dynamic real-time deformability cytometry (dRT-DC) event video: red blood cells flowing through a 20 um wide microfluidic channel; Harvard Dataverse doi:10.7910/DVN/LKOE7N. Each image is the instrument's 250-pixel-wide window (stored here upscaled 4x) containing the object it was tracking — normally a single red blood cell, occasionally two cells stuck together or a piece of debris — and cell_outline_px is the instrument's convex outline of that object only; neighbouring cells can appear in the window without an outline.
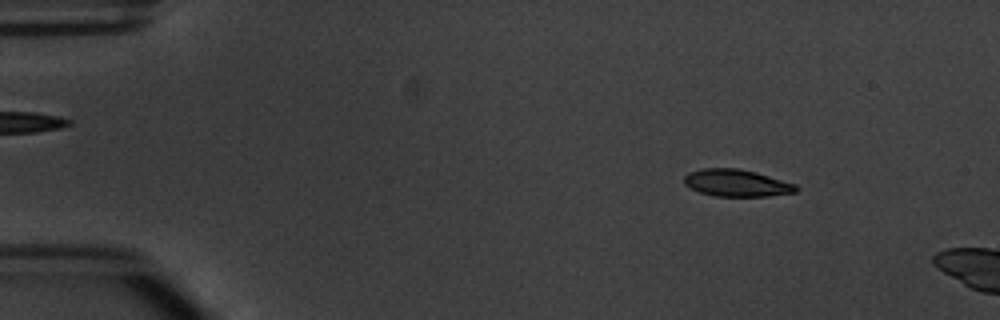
{"species": "common noctule bat (a hibernating species)", "species_latin": "Nyctalus noctula", "temperature_condition": "warm", "stored_images_in_passage": 3, "camera_frame_rate_fps": 3000, "um_per_image_px": 0.085, "animal": {"sex": "male", "body_mass_g": 20.1, "forearm_length_mm": 53.5}, "frame": {"image": 1, "passage_image": 2, "time_ms": 1.0, "image_size_px": [1000, 320], "cell_outline_px": [[800, 188], [796, 192], [768, 196], [716, 196], [700, 192], [684, 184], [684, 176], [688, 172], [700, 168], [740, 168], [756, 172], [796, 184]], "centroid_in_image_um": [62.62, 15.54], "position_along_channel_um": 22.4, "area_um2": 17.74}}